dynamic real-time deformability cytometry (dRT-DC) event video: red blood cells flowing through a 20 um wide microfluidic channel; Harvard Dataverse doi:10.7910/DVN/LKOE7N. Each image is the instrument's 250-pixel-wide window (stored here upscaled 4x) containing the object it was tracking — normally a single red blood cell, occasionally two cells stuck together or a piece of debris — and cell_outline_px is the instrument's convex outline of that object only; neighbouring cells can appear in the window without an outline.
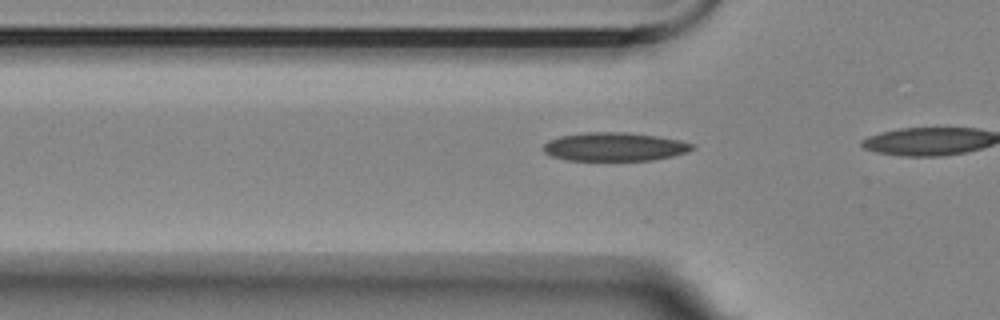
{"species": "Egyptian fruit bat (a non-hibernating species)", "species_latin": "Rousettus aegyptiacus", "temperature_condition": "room temperature", "stored_images_in_passage": 16, "camera_frame_rate_fps": 3000, "um_per_image_px": 0.085, "animal": {"sex": "female"}, "frame": {"image": 1, "passage_image": 14, "time_ms": 4.333, "image_size_px": [1000, 320], "cell_outline_px": [[696, 148], [672, 156], [652, 160], [568, 160], [552, 156], [544, 152], [544, 144], [548, 140], [560, 136], [584, 132], [628, 132], [656, 136], [680, 140], [696, 144]], "centroid_in_image_um": [52.25, 12.46], "position_along_channel_um": 73.6, "area_um2": 24.74}}